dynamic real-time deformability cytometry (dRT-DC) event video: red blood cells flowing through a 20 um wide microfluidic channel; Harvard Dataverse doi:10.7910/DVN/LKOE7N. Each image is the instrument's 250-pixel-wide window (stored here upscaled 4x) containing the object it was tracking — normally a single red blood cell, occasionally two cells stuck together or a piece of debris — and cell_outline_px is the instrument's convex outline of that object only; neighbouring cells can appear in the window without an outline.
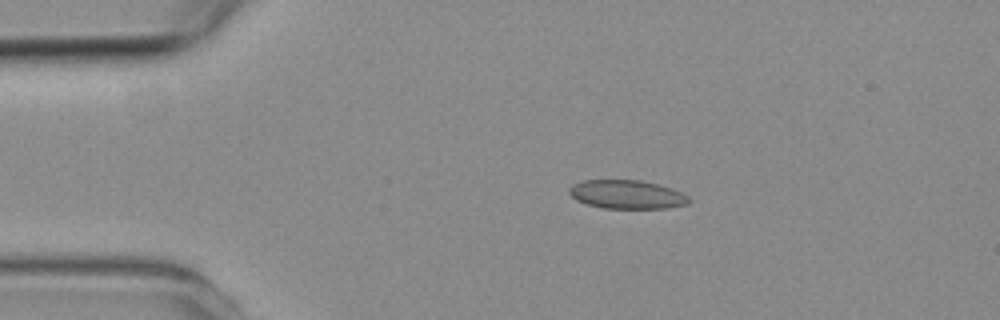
{"species": "common noctule bat (a hibernating species)", "species_latin": "Nyctalus noctula", "temperature_condition": "room temperature", "stored_images_in_passage": 3, "camera_frame_rate_fps": 3000, "um_per_image_px": 0.085, "animal": {"sex": "female", "body_mass_g": 19.3, "forearm_length_mm": 54.1}, "frame": {"image": 1, "passage_image": 2, "time_ms": 1.0, "image_size_px": [1000, 320], "cell_outline_px": [[692, 200], [688, 204], [668, 208], [604, 208], [588, 204], [576, 200], [568, 192], [568, 188], [572, 184], [580, 180], [640, 180], [672, 188], [688, 196]], "centroid_in_image_um": [53.27, 16.52], "position_along_channel_um": 31.7, "area_um2": 20.06}}